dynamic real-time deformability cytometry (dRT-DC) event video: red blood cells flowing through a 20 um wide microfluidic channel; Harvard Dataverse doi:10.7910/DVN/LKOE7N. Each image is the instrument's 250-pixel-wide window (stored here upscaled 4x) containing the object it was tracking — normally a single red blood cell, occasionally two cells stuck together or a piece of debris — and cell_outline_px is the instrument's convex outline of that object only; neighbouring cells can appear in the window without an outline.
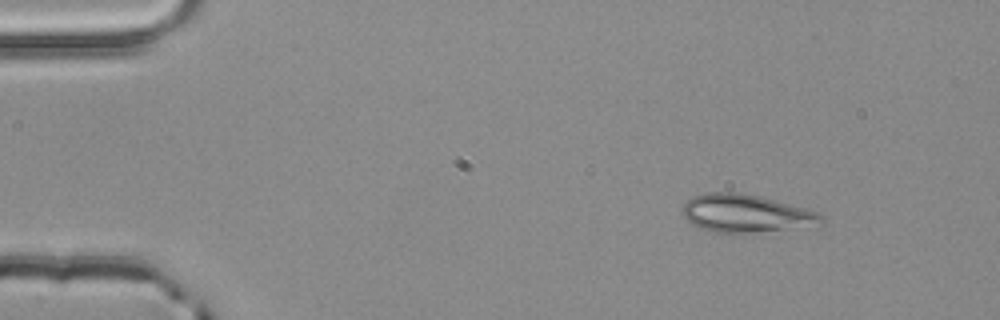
{"species": "common noctule bat (a hibernating species)", "species_latin": "Nyctalus noctula", "temperature_condition": "room temperature", "stored_images_in_passage": 2, "camera_frame_rate_fps": 3000, "um_per_image_px": 0.085, "animal": {"sex": "male", "body_mass_g": 20.4}, "frame": {"image": 1, "passage_image": 1, "time_ms": 0.0, "image_size_px": [1000, 320], "cell_outline_px": [[824, 224], [752, 232], [716, 232], [692, 224], [680, 212], [684, 204], [692, 196], [704, 192], [740, 192], [760, 196], [804, 208], [816, 212], [824, 216]], "centroid_in_image_um": [63.36, 18.11], "position_along_channel_um": 21.6, "area_um2": 30.23}}